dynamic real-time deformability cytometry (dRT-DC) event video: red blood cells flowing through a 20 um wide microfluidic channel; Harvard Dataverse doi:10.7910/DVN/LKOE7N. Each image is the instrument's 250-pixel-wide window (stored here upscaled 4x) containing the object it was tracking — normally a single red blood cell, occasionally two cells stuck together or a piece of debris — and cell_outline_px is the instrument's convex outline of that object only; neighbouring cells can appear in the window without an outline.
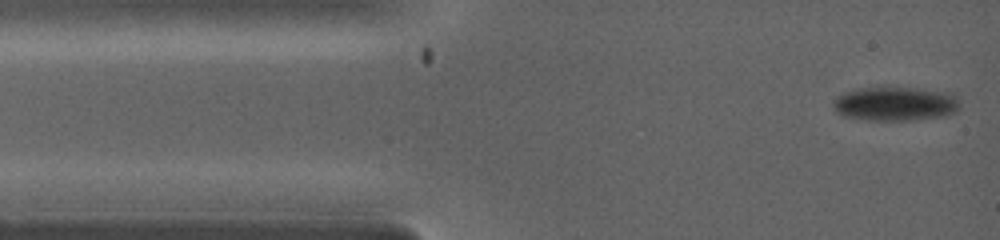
{"species": "common noctule bat (a hibernating species)", "species_latin": "Nyctalus noctula", "temperature_condition": "warm", "stored_images_in_passage": 23, "camera_frame_rate_fps": 5000, "um_per_image_px": 0.085, "animal": {"sex": "female", "body_mass_g": 19.0, "forearm_length_mm": 53.3}, "frame": {"image": 1, "passage_image": 1, "time_ms": 0.0, "image_size_px": [1000, 240], "cell_outline_px": [[960, 108], [956, 112], [948, 116], [916, 120], [868, 120], [844, 116], [836, 112], [832, 108], [832, 104], [844, 92], [864, 88], [912, 88], [948, 92], [960, 100]], "centroid_in_image_um": [76.16, 8.85], "position_along_channel_um": 8.8, "area_um2": 25.14}}
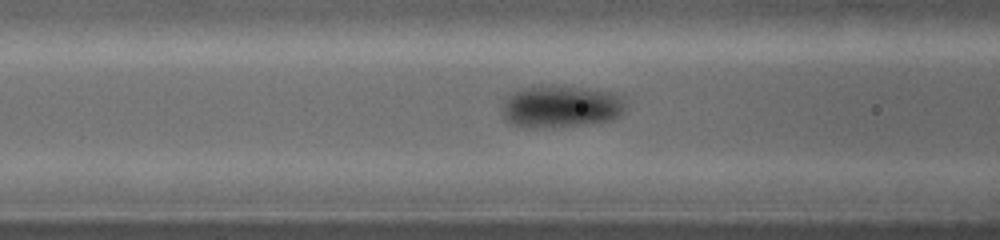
{"frame": {"image": 2, "passage_image": 13, "time_ms": 3.0, "image_size_px": [1000, 240], "cell_outline_px": [[624, 112], [620, 116], [612, 120], [580, 124], [532, 128], [512, 124], [504, 116], [504, 104], [508, 96], [524, 88], [564, 84], [612, 92], [620, 100]], "centroid_in_image_um": [47.68, 9.04], "position_along_channel_um": 118.9, "area_um2": 29.65}}
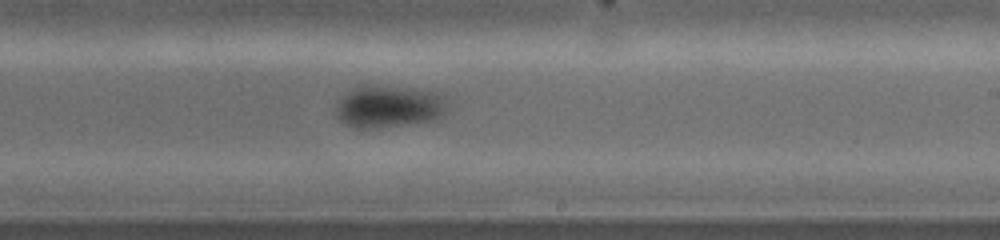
{"frame": {"image": 3, "passage_image": 22, "time_ms": 5.4, "image_size_px": [1000, 240], "cell_outline_px": [[448, 104], [444, 112], [436, 120], [376, 128], [356, 128], [340, 120], [336, 112], [336, 108], [340, 100], [348, 92], [360, 84], [372, 84], [416, 88], [440, 92], [444, 96]], "centroid_in_image_um": [33.1, 9.02], "position_along_channel_um": 255.9, "area_um2": 27.74}}